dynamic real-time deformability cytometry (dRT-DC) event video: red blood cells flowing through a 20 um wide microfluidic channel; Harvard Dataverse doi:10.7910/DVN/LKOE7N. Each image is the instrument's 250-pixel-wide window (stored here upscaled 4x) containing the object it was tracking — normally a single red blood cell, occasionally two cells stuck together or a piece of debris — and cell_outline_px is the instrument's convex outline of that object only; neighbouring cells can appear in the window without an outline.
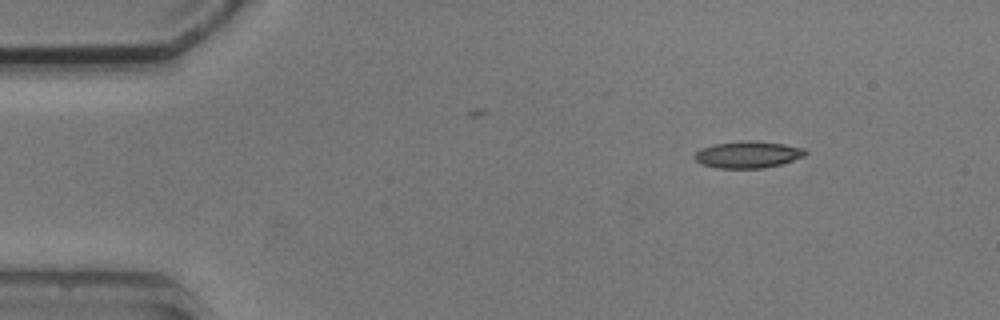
{"species": "common noctule bat (a hibernating species)", "species_latin": "Nyctalus noctula", "temperature_condition": "cold", "stored_images_in_passage": 5, "camera_frame_rate_fps": 3000, "um_per_image_px": 0.085, "animal": {"sex": "male", "body_mass_g": 20.5, "forearm_length_mm": 52.5}, "frame": {"image": 1, "passage_image": 1, "time_ms": 0.0, "image_size_px": [1000, 320], "cell_outline_px": [[808, 152], [804, 156], [780, 164], [764, 168], [716, 168], [700, 164], [692, 156], [700, 148], [716, 144], [740, 140], [748, 140], [784, 144], [804, 148]], "centroid_in_image_um": [63.53, 13.14], "position_along_channel_um": 21.5, "area_um2": 17.34}}
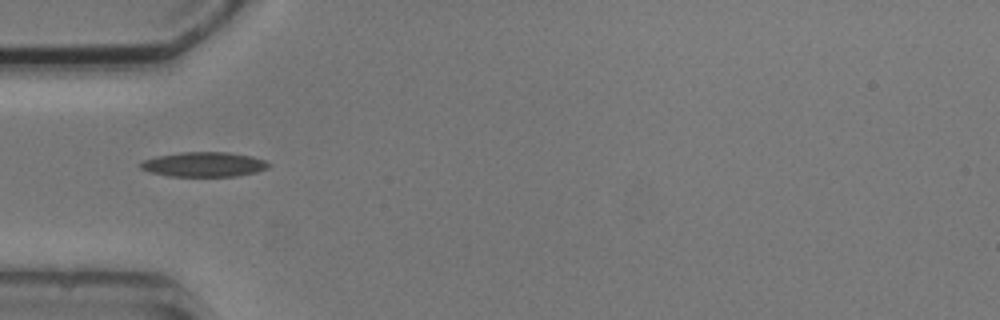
{"frame": {"image": 2, "passage_image": 3, "time_ms": 3.333, "image_size_px": [1000, 320], "cell_outline_px": [[272, 164], [268, 168], [256, 172], [236, 176], [168, 176], [152, 172], [140, 168], [140, 164], [144, 160], [156, 156], [180, 152], [228, 152], [252, 156], [264, 160]], "centroid_in_image_um": [17.36, 13.97], "position_along_channel_um": 67.6, "area_um2": 18.44}}
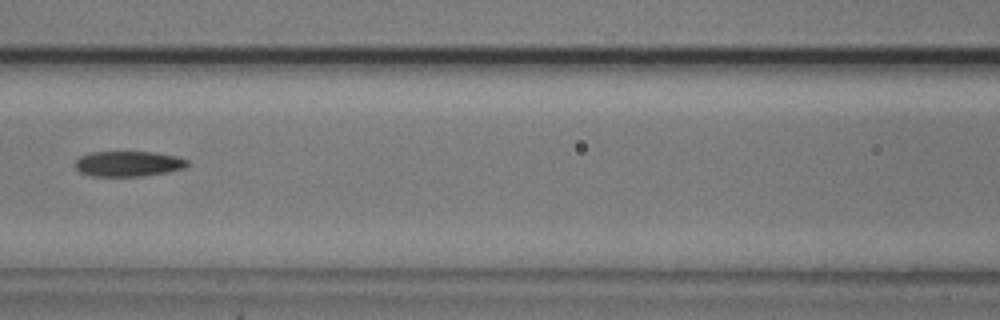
{"frame": {"image": 3, "passage_image": 5, "time_ms": 5.667, "image_size_px": [1000, 320], "cell_outline_px": [[188, 164], [184, 168], [168, 172], [144, 176], [92, 176], [80, 172], [76, 168], [76, 160], [80, 156], [92, 152], [152, 152], [176, 156], [188, 160]], "centroid_in_image_um": [10.91, 13.92], "position_along_channel_um": 155.7, "area_um2": 16.53}}